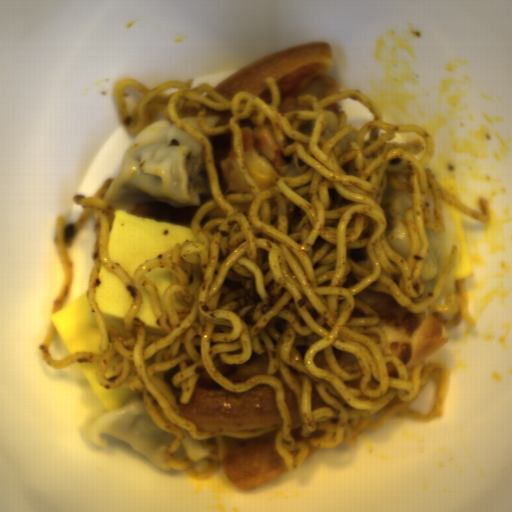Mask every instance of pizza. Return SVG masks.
Listing matches in <instances>:
<instances>
[{"instance_id":"pizza-1","label":"pizza","mask_w":512,"mask_h":512,"mask_svg":"<svg viewBox=\"0 0 512 512\" xmlns=\"http://www.w3.org/2000/svg\"><path fill=\"white\" fill-rule=\"evenodd\" d=\"M335 60L327 41L303 43L278 50L249 63L213 87L231 102L234 94L248 92L268 105L272 93L265 83L274 77L279 89V112L302 110L298 96L312 95L321 100L340 92V80L333 76Z\"/></svg>"},{"instance_id":"pizza-2","label":"pizza","mask_w":512,"mask_h":512,"mask_svg":"<svg viewBox=\"0 0 512 512\" xmlns=\"http://www.w3.org/2000/svg\"><path fill=\"white\" fill-rule=\"evenodd\" d=\"M179 417L200 432L251 433L282 426L276 393L259 384L244 392H230L218 383L197 384L189 403L176 404Z\"/></svg>"},{"instance_id":"pizza-3","label":"pizza","mask_w":512,"mask_h":512,"mask_svg":"<svg viewBox=\"0 0 512 512\" xmlns=\"http://www.w3.org/2000/svg\"><path fill=\"white\" fill-rule=\"evenodd\" d=\"M360 299L380 316L387 345L383 356L398 357L409 374L422 361L435 355L449 340L451 333L433 315L429 307L423 312L411 313L389 293L363 290L353 296Z\"/></svg>"},{"instance_id":"pizza-4","label":"pizza","mask_w":512,"mask_h":512,"mask_svg":"<svg viewBox=\"0 0 512 512\" xmlns=\"http://www.w3.org/2000/svg\"><path fill=\"white\" fill-rule=\"evenodd\" d=\"M277 430L252 438L223 436L221 461L227 482L239 490L261 488L288 473L283 457L275 450Z\"/></svg>"},{"instance_id":"pizza-5","label":"pizza","mask_w":512,"mask_h":512,"mask_svg":"<svg viewBox=\"0 0 512 512\" xmlns=\"http://www.w3.org/2000/svg\"><path fill=\"white\" fill-rule=\"evenodd\" d=\"M239 127L242 160L260 192L275 187L274 177L301 176L292 155H283L267 116L262 126H253L247 117L239 120Z\"/></svg>"},{"instance_id":"pizza-6","label":"pizza","mask_w":512,"mask_h":512,"mask_svg":"<svg viewBox=\"0 0 512 512\" xmlns=\"http://www.w3.org/2000/svg\"><path fill=\"white\" fill-rule=\"evenodd\" d=\"M213 161L223 194L252 193L246 186L239 167L233 157L232 132L210 136Z\"/></svg>"},{"instance_id":"pizza-7","label":"pizza","mask_w":512,"mask_h":512,"mask_svg":"<svg viewBox=\"0 0 512 512\" xmlns=\"http://www.w3.org/2000/svg\"><path fill=\"white\" fill-rule=\"evenodd\" d=\"M213 200L212 195L203 198L198 206L191 208H174L169 204L139 203L129 213L179 224L192 229L191 222L200 207Z\"/></svg>"},{"instance_id":"pizza-8","label":"pizza","mask_w":512,"mask_h":512,"mask_svg":"<svg viewBox=\"0 0 512 512\" xmlns=\"http://www.w3.org/2000/svg\"><path fill=\"white\" fill-rule=\"evenodd\" d=\"M269 358L266 354L253 353L249 360L242 364L221 365L218 370L223 378L231 382L245 383L260 372L268 369Z\"/></svg>"},{"instance_id":"pizza-9","label":"pizza","mask_w":512,"mask_h":512,"mask_svg":"<svg viewBox=\"0 0 512 512\" xmlns=\"http://www.w3.org/2000/svg\"><path fill=\"white\" fill-rule=\"evenodd\" d=\"M274 377L280 381V383L284 389L283 400L288 408L290 424H291L292 428L298 427L299 425H301L302 418H301V413H300L299 404H298L296 394L288 386V384L282 377L280 371H277L275 373Z\"/></svg>"},{"instance_id":"pizza-10","label":"pizza","mask_w":512,"mask_h":512,"mask_svg":"<svg viewBox=\"0 0 512 512\" xmlns=\"http://www.w3.org/2000/svg\"><path fill=\"white\" fill-rule=\"evenodd\" d=\"M291 433H292V436H293L295 441H306L307 442L308 448H309V452H308L306 457L311 456V455H313V454H315V453H317V452H319V451L324 449V448H316V447H313V446L309 445V439L318 438V437H322L323 436V434L325 432H323L322 430H315V431H313L312 433H310L306 437H302L301 436V429H300V427L295 429V430H293V431H291Z\"/></svg>"},{"instance_id":"pizza-11","label":"pizza","mask_w":512,"mask_h":512,"mask_svg":"<svg viewBox=\"0 0 512 512\" xmlns=\"http://www.w3.org/2000/svg\"><path fill=\"white\" fill-rule=\"evenodd\" d=\"M177 116H184V117H196L199 113L198 108H178L176 111Z\"/></svg>"},{"instance_id":"pizza-12","label":"pizza","mask_w":512,"mask_h":512,"mask_svg":"<svg viewBox=\"0 0 512 512\" xmlns=\"http://www.w3.org/2000/svg\"><path fill=\"white\" fill-rule=\"evenodd\" d=\"M339 101L340 100L335 101L334 103L330 104L329 106H327L323 110L332 111V112H334L339 117V112H341Z\"/></svg>"}]
</instances>
